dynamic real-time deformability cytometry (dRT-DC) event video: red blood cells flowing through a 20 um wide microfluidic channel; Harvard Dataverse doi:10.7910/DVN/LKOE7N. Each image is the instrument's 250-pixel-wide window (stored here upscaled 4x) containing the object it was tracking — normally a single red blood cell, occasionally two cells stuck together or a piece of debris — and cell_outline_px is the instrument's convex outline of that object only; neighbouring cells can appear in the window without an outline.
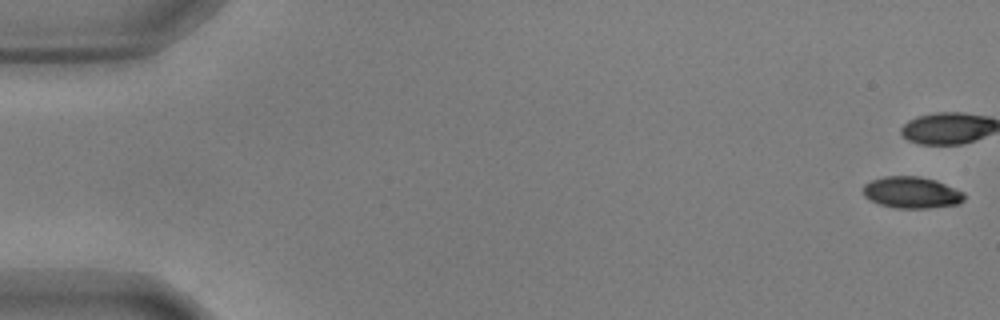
{"species": "common noctule bat (a hibernating species)", "species_latin": "Nyctalus noctula", "temperature_condition": "warm", "stored_images_in_passage": 44, "camera_frame_rate_fps": 3000, "um_per_image_px": 0.085, "animal": {"sex": "male", "body_mass_g": 17.9, "forearm_length_mm": 54.2}, "frame": {"image": 1, "passage_image": 1, "time_ms": 0.0, "image_size_px": [1000, 320], "cell_outline_px": [[964, 200], [960, 204], [928, 208], [896, 208], [880, 204], [864, 196], [864, 184], [872, 180], [884, 176], [920, 176], [936, 180], [964, 192]], "centroid_in_image_um": [77.52, 16.36], "position_along_channel_um": 7.5, "area_um2": 18.55}}